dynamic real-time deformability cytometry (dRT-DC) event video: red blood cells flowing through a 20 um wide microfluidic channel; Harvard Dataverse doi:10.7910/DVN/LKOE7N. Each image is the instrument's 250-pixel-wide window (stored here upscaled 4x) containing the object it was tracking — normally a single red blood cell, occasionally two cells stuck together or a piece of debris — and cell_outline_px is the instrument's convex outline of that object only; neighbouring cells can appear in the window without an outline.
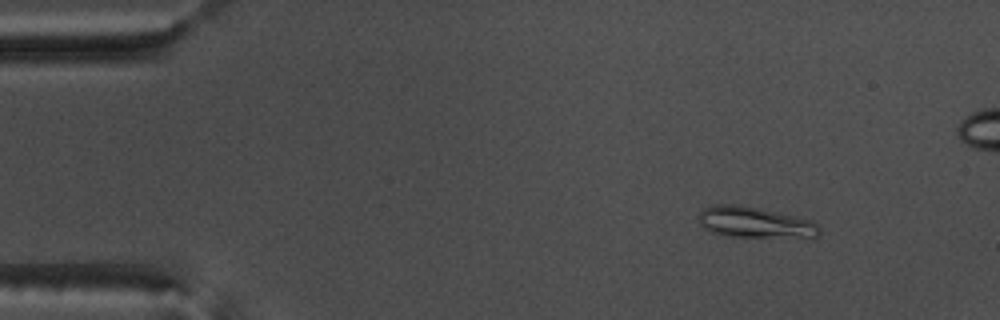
{"species": "common noctule bat (a hibernating species)", "species_latin": "Nyctalus noctula", "temperature_condition": "warm", "stored_images_in_passage": 50, "camera_frame_rate_fps": 3000, "um_per_image_px": 0.085, "animal": {"sex": "male", "body_mass_g": 17.5, "forearm_length_mm": 52.3}, "frame": {"image": 1, "passage_image": 2, "time_ms": 0.333, "image_size_px": [1000, 320], "cell_outline_px": [[820, 236], [732, 236], [712, 232], [704, 228], [700, 224], [700, 212], [704, 208], [712, 204], [732, 204], [812, 220], [820, 224]], "centroid_in_image_um": [64.14, 18.9], "position_along_channel_um": 20.9, "area_um2": 20.87}}
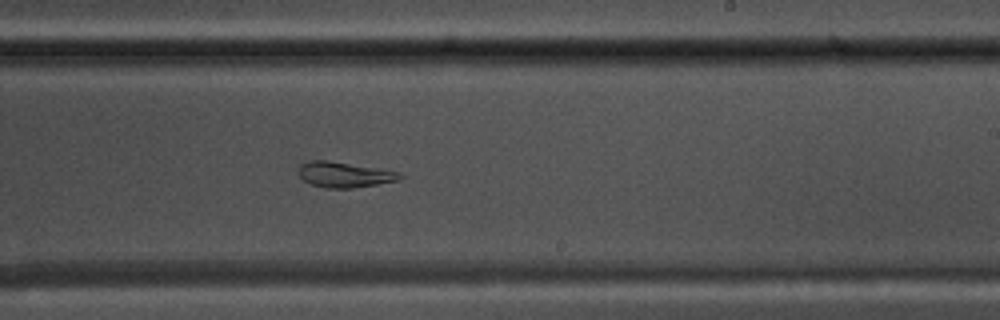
{"frame": {"image": 2, "passage_image": 28, "time_ms": 9.0, "image_size_px": [1000, 320], "cell_outline_px": [[404, 176], [400, 180], [352, 188], [324, 188], [312, 184], [304, 180], [300, 176], [300, 164], [308, 160], [328, 160], [380, 168], [400, 172]], "centroid_in_image_um": [29.3, 14.83], "position_along_channel_um": 259.7, "area_um2": 15.09}}
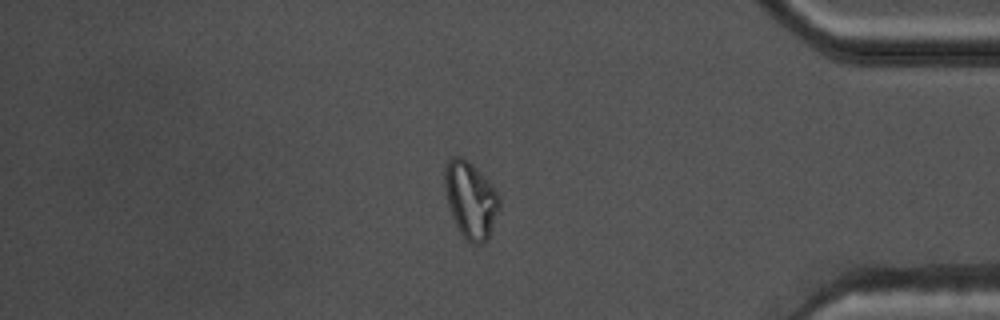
{"frame": {"image": 3, "passage_image": 41, "time_ms": 13.333, "image_size_px": [1000, 320], "cell_outline_px": [[500, 208], [488, 236], [480, 244], [472, 244], [460, 232], [456, 224], [448, 204], [444, 188], [444, 168], [448, 160], [452, 156], [460, 156], [468, 160], [492, 184], [500, 196]], "centroid_in_image_um": [40.0, 16.93], "position_along_channel_um": 395.2, "area_um2": 24.22}, "authors_computed_cell_mechanics": {"area_um2": 19.5075, "velocity_mm_per_s": 3.7897, "shape_relaxation_time_tau1_ms": null, "shape_relaxation_time_tau2_ms": 4.1191, "deformation_change_tau1": null, "deformation_change_tau2": 0.0944}}